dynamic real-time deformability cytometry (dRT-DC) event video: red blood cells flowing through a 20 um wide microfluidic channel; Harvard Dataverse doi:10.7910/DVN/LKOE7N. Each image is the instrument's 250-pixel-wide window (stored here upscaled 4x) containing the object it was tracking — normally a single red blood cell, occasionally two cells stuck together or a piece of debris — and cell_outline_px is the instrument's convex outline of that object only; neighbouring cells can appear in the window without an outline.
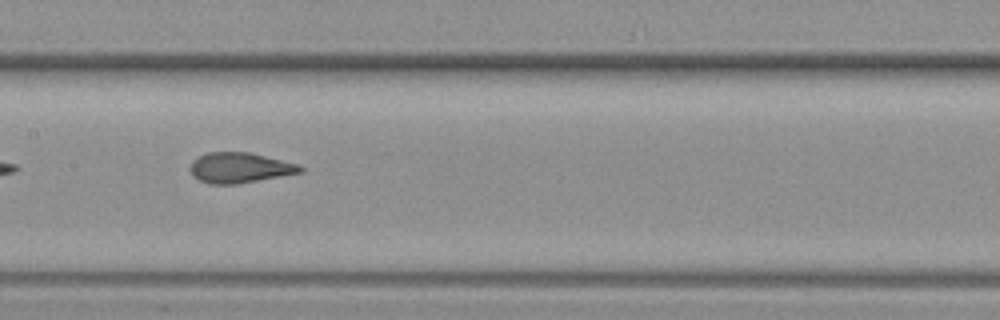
{"species": "common noctule bat (a hibernating species)", "species_latin": "Nyctalus noctula", "temperature_condition": "warm", "stored_images_in_passage": 8, "camera_frame_rate_fps": 3000, "um_per_image_px": 0.085, "animal": {"sex": "female", "body_mass_g": 19.3, "forearm_length_mm": 54.1}, "frame": {"image": 1, "passage_image": 7, "time_ms": 2.0, "image_size_px": [1000, 320], "cell_outline_px": [[304, 172], [236, 184], [208, 184], [192, 176], [188, 168], [192, 160], [208, 152], [248, 152], [300, 164], [304, 168]], "centroid_in_image_um": [20.37, 14.26], "position_along_channel_um": 187.0, "area_um2": 19.59}}